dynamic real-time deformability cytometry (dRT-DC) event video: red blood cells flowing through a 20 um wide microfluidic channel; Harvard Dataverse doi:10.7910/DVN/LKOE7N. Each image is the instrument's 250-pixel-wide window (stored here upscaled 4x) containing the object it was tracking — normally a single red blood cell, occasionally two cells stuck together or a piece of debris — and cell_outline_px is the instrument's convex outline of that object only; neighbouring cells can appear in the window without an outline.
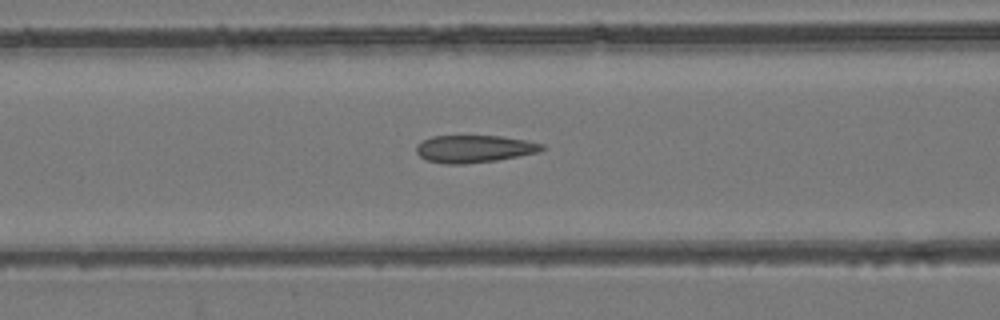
{"species": "common noctule bat (a hibernating species)", "species_latin": "Nyctalus noctula", "temperature_condition": "room temperature", "stored_images_in_passage": 43, "camera_frame_rate_fps": 3000, "um_per_image_px": 0.085, "animal": {"sex": "female", "body_mass_g": 24.6, "forearm_length_mm": 56.2}, "frame": {"image": 1, "passage_image": 11, "time_ms": 3.333, "image_size_px": [1000, 320], "cell_outline_px": [[544, 148], [540, 152], [496, 160], [464, 164], [444, 164], [428, 160], [420, 156], [416, 152], [416, 148], [424, 140], [432, 136], [500, 136], [524, 140], [544, 144]], "centroid_in_image_um": [40.32, 12.65], "position_along_channel_um": 126.3, "area_um2": 19.83}}
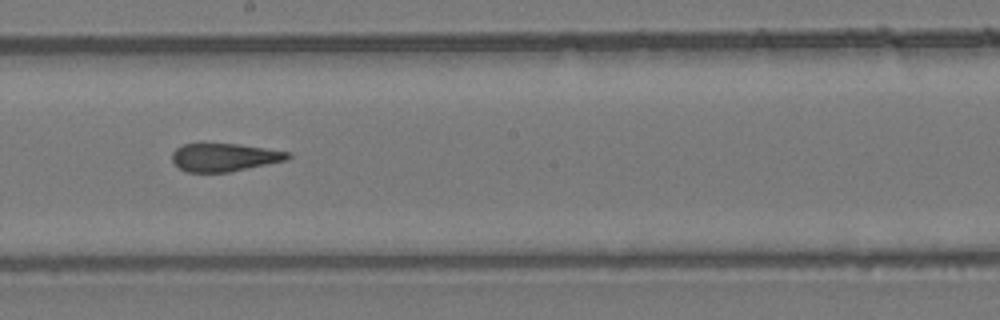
{"frame": {"image": 2, "passage_image": 19, "time_ms": 6.0, "image_size_px": [1000, 320], "cell_outline_px": [[292, 156], [288, 160], [228, 172], [188, 172], [180, 168], [172, 160], [172, 152], [176, 148], [184, 144], [204, 140], [240, 144], [292, 152]], "centroid_in_image_um": [19.07, 13.31], "position_along_channel_um": 229.1, "area_um2": 19.71}}
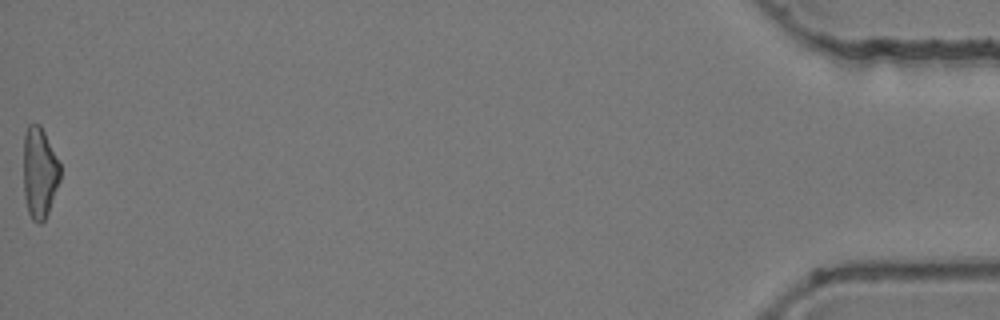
{"frame": {"image": 3, "passage_image": 43, "time_ms": 14.0, "image_size_px": [1000, 320], "cell_outline_px": [[60, 180], [48, 212], [44, 220], [40, 224], [36, 224], [32, 220], [28, 212], [24, 196], [24, 136], [28, 124], [40, 124], [60, 164]], "centroid_in_image_um": [3.35, 14.71], "position_along_channel_um": 431.8, "area_um2": 19.36}, "authors_computed_cell_mechanics": {"area_um2": 20.0566, "velocity_mm_per_s": 3.8707, "shape_relaxation_time_tau1_ms": null, "shape_relaxation_time_tau2_ms": 1.9637, "deformation_change_tau1": null, "deformation_change_tau2": 0.1206}}